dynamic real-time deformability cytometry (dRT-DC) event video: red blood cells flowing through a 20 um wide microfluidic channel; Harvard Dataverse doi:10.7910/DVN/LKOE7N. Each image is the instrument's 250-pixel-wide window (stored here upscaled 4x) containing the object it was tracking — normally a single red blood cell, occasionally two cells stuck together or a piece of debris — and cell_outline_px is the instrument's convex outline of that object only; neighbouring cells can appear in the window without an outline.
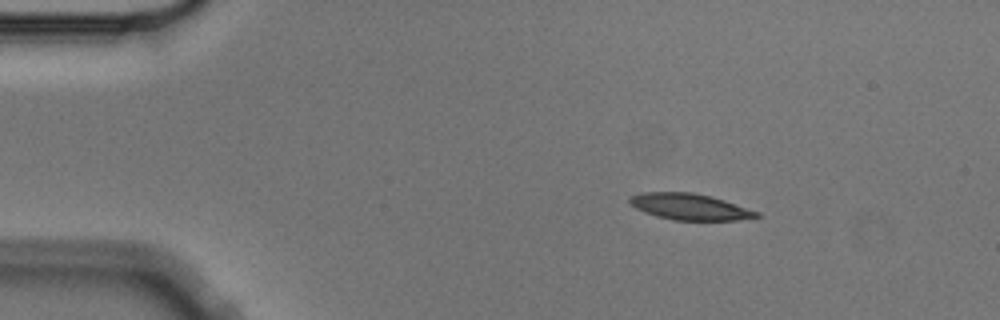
{"species": "Egyptian fruit bat (a non-hibernating species)", "species_latin": "Rousettus aegyptiacus", "temperature_condition": "cold", "stored_images_in_passage": 4, "camera_frame_rate_fps": 3000, "um_per_image_px": 0.085, "animal": {"sex": "male"}, "frame": {"image": 1, "passage_image": 2, "time_ms": 0.333, "image_size_px": [1000, 320], "cell_outline_px": [[760, 216], [736, 220], [672, 220], [656, 216], [644, 212], [636, 208], [628, 200], [628, 196], [640, 192], [692, 192], [724, 200], [760, 212]], "centroid_in_image_um": [58.59, 17.57], "position_along_channel_um": 26.4, "area_um2": 19.36}}